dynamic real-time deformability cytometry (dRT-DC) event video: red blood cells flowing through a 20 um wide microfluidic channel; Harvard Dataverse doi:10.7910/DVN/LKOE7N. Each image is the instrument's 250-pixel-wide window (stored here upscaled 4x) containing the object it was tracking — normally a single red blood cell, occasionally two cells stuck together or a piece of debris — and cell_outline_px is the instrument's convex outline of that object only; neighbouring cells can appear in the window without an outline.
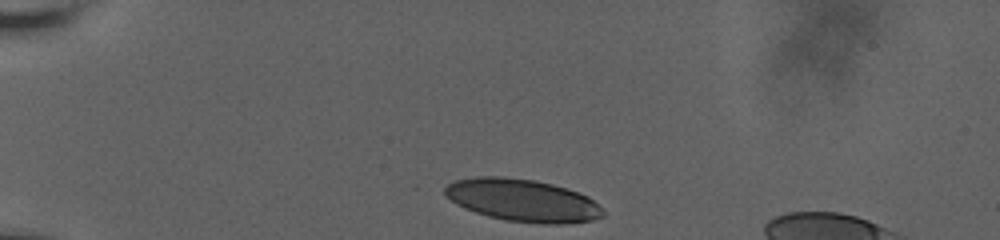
{"species": "human", "species_latin": "Homo sapiens", "temperature_condition": "room temperature", "stored_images_in_passage": 36, "camera_frame_rate_fps": 3000, "um_per_image_px": 0.085, "donor": {"sex": "male"}, "frame": {"image": 1, "passage_image": 1, "time_ms": 0.0, "image_size_px": [1000, 240], "cell_outline_px": [[604, 216], [592, 220], [556, 224], [544, 224], [504, 220], [488, 216], [464, 208], [456, 204], [444, 192], [444, 188], [448, 184], [456, 180], [476, 176], [504, 176], [536, 180], [552, 184], [580, 192], [588, 196], [604, 212]], "centroid_in_image_um": [44.41, 17.02], "position_along_channel_um": 40.6, "area_um2": 39.02}}
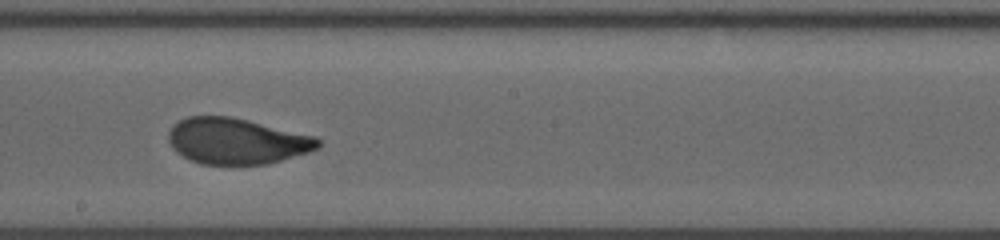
{"frame": {"image": 2, "passage_image": 21, "time_ms": 6.667, "image_size_px": [1000, 240], "cell_outline_px": [[320, 144], [316, 148], [308, 152], [280, 160], [264, 164], [200, 164], [176, 152], [172, 148], [168, 140], [168, 132], [172, 124], [188, 116], [232, 116], [316, 136], [320, 140]], "centroid_in_image_um": [20.08, 11.97], "position_along_channel_um": 228.1, "area_um2": 40.0}}
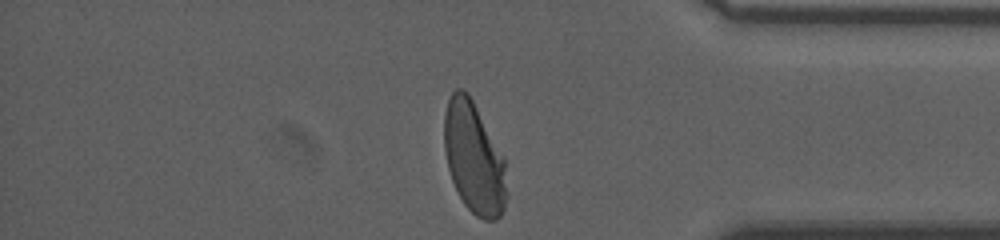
{"frame": {"image": 3, "passage_image": 36, "time_ms": 11.667, "image_size_px": [1000, 240], "cell_outline_px": [[508, 196], [504, 208], [500, 216], [496, 220], [484, 220], [476, 216], [464, 204], [452, 180], [448, 168], [444, 152], [444, 116], [448, 100], [452, 92], [456, 88], [460, 88], [468, 92], [504, 156]], "centroid_in_image_um": [40.3, 13.44], "position_along_channel_um": 394.9, "area_um2": 40.86}, "authors_computed_cell_mechanics": {"area_um2": 40.4889, "velocity_mm_per_s": 3.6428, "shape_relaxation_time_tau1_ms": 6.0053, "shape_relaxation_time_tau2_ms": null, "deformation_change_tau1": 0.2002, "deformation_change_tau2": null}}